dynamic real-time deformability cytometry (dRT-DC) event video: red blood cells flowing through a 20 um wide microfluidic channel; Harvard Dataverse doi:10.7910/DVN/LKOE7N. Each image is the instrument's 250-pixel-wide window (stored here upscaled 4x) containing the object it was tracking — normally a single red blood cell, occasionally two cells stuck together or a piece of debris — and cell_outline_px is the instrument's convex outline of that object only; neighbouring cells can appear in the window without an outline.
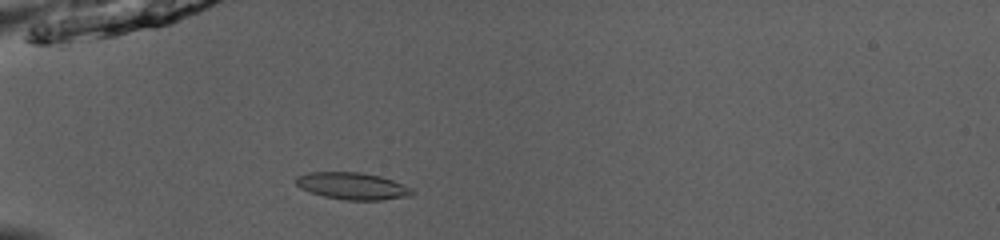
{"species": "common noctule bat (a hibernating species)", "species_latin": "Nyctalus noctula", "temperature_condition": "room temperature", "stored_images_in_passage": 35, "camera_frame_rate_fps": 3000, "um_per_image_px": 0.085, "animal": {"sex": "male", "body_mass_g": 13.0, "forearm_length_mm": 53.1}, "frame": {"image": 1, "passage_image": 1, "time_ms": 0.0, "image_size_px": [1000, 240], "cell_outline_px": [[416, 192], [412, 196], [380, 200], [344, 200], [324, 196], [300, 188], [296, 184], [296, 176], [308, 172], [360, 172], [380, 176], [392, 180], [412, 188]], "centroid_in_image_um": [29.98, 15.81], "position_along_channel_um": 55.0, "area_um2": 18.32}}
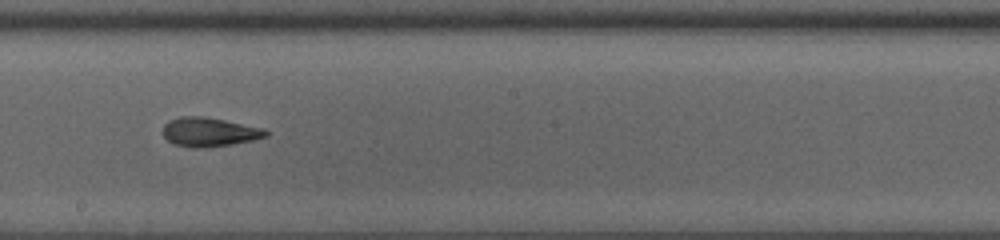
{"frame": {"image": 2, "passage_image": 15, "time_ms": 4.667, "image_size_px": [1000, 240], "cell_outline_px": [[268, 136], [252, 140], [232, 144], [196, 148], [176, 144], [168, 140], [164, 136], [164, 124], [168, 120], [180, 116], [204, 116], [264, 128], [268, 132]], "centroid_in_image_um": [17.8, 11.2], "position_along_channel_um": 230.4, "area_um2": 17.22}}
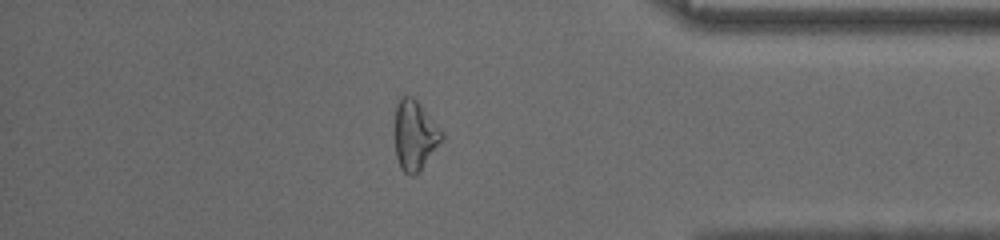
{"frame": {"image": 3, "passage_image": 29, "time_ms": 9.333, "image_size_px": [1000, 240], "cell_outline_px": [[444, 136], [420, 168], [412, 176], [404, 172], [400, 168], [396, 156], [396, 104], [400, 96], [412, 96], [420, 104], [444, 132]], "centroid_in_image_um": [35.25, 11.45], "position_along_channel_um": 400.0, "area_um2": 18.5}, "authors_computed_cell_mechanics": {"area_um2": 17.2822, "velocity_mm_per_s": 4.021, "shape_relaxation_time_tau1_ms": 8.6934, "shape_relaxation_time_tau2_ms": 3.3206, "deformation_change_tau1": 0.2438, "deformation_change_tau2": 0.0919}}